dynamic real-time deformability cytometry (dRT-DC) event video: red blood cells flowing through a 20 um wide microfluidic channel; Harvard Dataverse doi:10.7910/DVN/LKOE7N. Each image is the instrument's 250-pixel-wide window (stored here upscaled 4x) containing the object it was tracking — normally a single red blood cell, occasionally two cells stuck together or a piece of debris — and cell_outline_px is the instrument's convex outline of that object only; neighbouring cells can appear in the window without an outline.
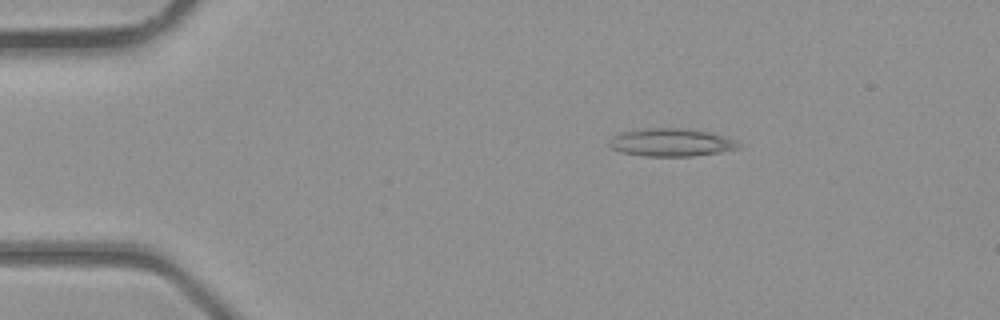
{"species": "common noctule bat (a hibernating species)", "species_latin": "Nyctalus noctula", "temperature_condition": "room temperature", "stored_images_in_passage": 3, "camera_frame_rate_fps": 3000, "um_per_image_px": 0.085, "animal": {"sex": "male", "body_mass_g": 23.1, "forearm_length_mm": 52.7}, "frame": {"image": 1, "passage_image": 1, "time_ms": 0.0, "image_size_px": [1000, 320], "cell_outline_px": [[740, 148], [724, 152], [692, 156], [644, 156], [620, 152], [612, 148], [608, 144], [608, 140], [620, 132], [644, 128], [688, 128], [712, 132], [736, 140]], "centroid_in_image_um": [57.06, 12.1], "position_along_channel_um": 27.9, "area_um2": 21.33}}